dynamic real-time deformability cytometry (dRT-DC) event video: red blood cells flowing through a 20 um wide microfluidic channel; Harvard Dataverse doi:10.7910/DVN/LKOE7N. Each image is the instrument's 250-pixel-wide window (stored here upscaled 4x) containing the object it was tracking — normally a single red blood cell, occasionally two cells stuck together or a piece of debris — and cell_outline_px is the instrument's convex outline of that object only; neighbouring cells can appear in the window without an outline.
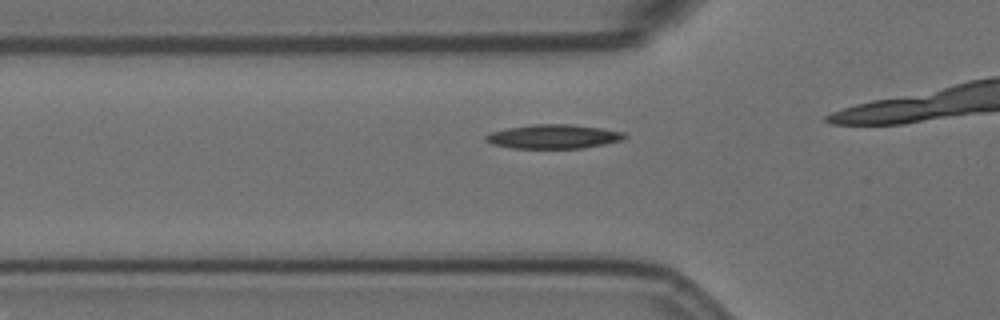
{"species": "Egyptian fruit bat (a non-hibernating species)", "species_latin": "Rousettus aegyptiacus", "temperature_condition": "room temperature", "stored_images_in_passage": 18, "camera_frame_rate_fps": 3000, "um_per_image_px": 0.085, "animal": {"sex": "female"}, "frame": {"image": 1, "passage_image": 12, "time_ms": 3.667, "image_size_px": [1000, 320], "cell_outline_px": [[628, 136], [620, 140], [604, 144], [584, 148], [512, 148], [492, 144], [484, 140], [484, 136], [492, 132], [508, 128], [532, 124], [572, 124], [600, 128], [624, 132]], "centroid_in_image_um": [47.03, 11.6], "position_along_channel_um": 78.8, "area_um2": 19.42}}
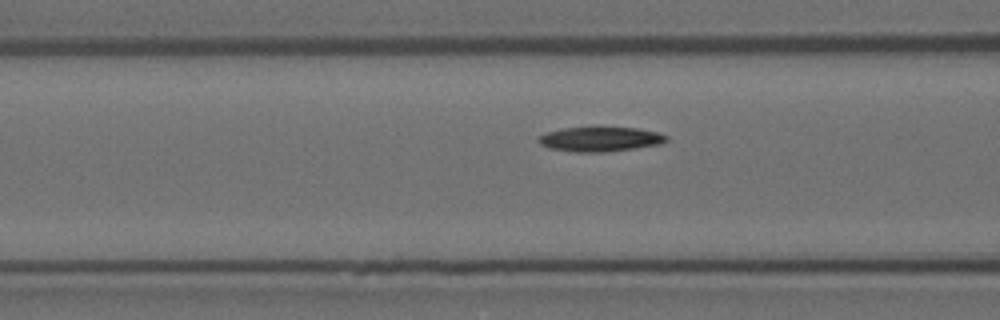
{"frame": {"image": 2, "passage_image": 15, "time_ms": 4.667, "image_size_px": [1000, 320], "cell_outline_px": [[668, 140], [660, 144], [604, 152], [576, 152], [552, 148], [540, 144], [536, 140], [540, 136], [548, 132], [564, 128], [596, 124], [600, 124], [636, 128], [656, 132], [668, 136]], "centroid_in_image_um": [51.01, 11.77], "position_along_channel_um": 115.6, "area_um2": 18.96}}